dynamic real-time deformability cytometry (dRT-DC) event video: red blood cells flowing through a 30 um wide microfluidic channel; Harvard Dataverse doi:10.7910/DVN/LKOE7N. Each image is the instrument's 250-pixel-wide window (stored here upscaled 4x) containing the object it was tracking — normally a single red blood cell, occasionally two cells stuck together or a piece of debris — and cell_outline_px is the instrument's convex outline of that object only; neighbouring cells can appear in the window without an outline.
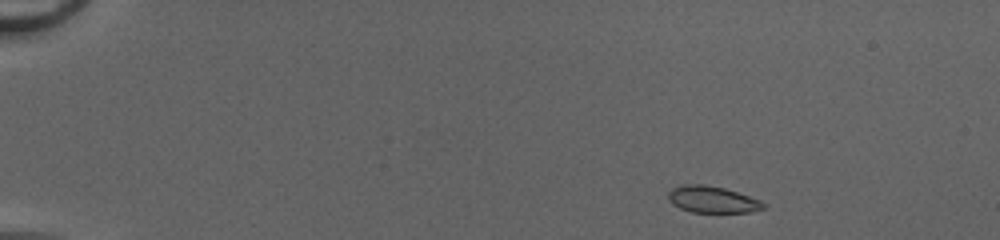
{"species": "common noctule bat (a hibernating species)", "species_latin": "Nyctalus noctula", "temperature_condition": "cold", "stored_images_in_passage": 44, "camera_frame_rate_fps": 3000, "um_per_image_px": 0.085, "animal": {"sex": "female", "body_mass_g": 20.0, "forearm_length_mm": 54.0}, "frame": {"image": 1, "passage_image": 1, "time_ms": 0.0, "image_size_px": [1000, 240], "cell_outline_px": [[768, 208], [752, 212], [692, 212], [680, 208], [672, 204], [668, 200], [668, 192], [672, 188], [680, 184], [704, 184], [724, 188], [760, 200]], "centroid_in_image_um": [60.53, 16.96], "position_along_channel_um": 24.5, "area_um2": 14.85}}
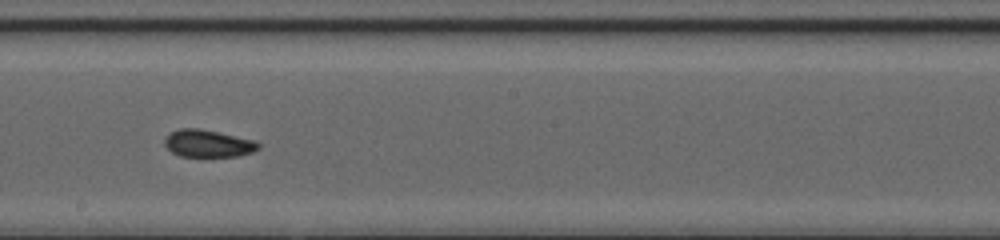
{"frame": {"image": 2, "passage_image": 24, "time_ms": 7.667, "image_size_px": [1000, 240], "cell_outline_px": [[260, 148], [252, 152], [236, 156], [180, 156], [172, 152], [164, 144], [164, 136], [168, 132], [180, 128], [200, 128], [256, 140], [260, 144]], "centroid_in_image_um": [17.66, 12.17], "position_along_channel_um": 230.5, "area_um2": 15.09}}
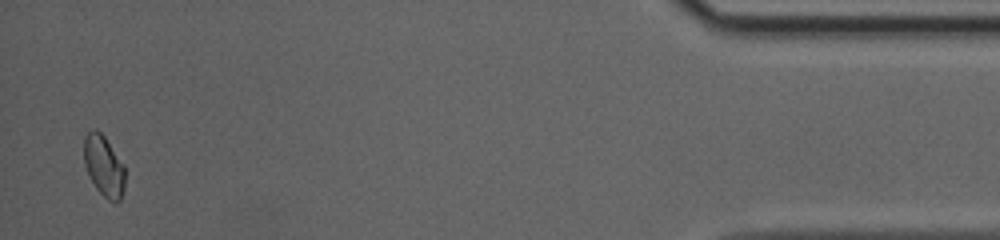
{"frame": {"image": 3, "passage_image": 43, "time_ms": 14.0, "image_size_px": [1000, 240], "cell_outline_px": [[124, 188], [120, 200], [116, 204], [108, 200], [96, 188], [84, 164], [84, 136], [92, 128], [96, 128], [104, 136], [124, 164]], "centroid_in_image_um": [8.83, 14.1], "position_along_channel_um": 426.4, "area_um2": 14.57}, "authors_computed_cell_mechanics": {"area_um2": 15.1436, "velocity_mm_per_s": 4.221, "shape_relaxation_time_tau1_ms": null, "shape_relaxation_time_tau2_ms": 1.9343, "deformation_change_tau1": null, "deformation_change_tau2": 0.0504}}